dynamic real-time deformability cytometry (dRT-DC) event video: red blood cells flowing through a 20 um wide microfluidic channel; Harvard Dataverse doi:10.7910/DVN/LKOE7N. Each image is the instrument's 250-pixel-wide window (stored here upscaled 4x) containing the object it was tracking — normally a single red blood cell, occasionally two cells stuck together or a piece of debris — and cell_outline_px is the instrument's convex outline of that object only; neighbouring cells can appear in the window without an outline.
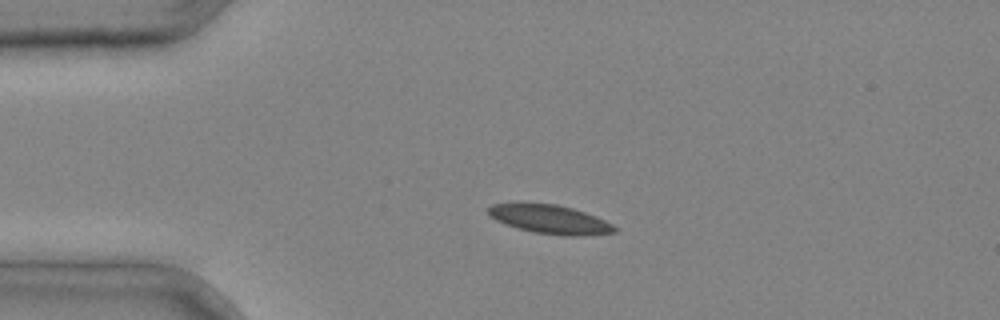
{"species": "common noctule bat (a hibernating species)", "species_latin": "Nyctalus noctula", "temperature_condition": "cold", "stored_images_in_passage": 2, "camera_frame_rate_fps": 3000, "um_per_image_px": 0.085, "animal": {"sex": "male", "body_mass_g": 20.4}, "frame": {"image": 1, "passage_image": 1, "time_ms": 0.0, "image_size_px": [1000, 320], "cell_outline_px": [[616, 232], [584, 236], [564, 236], [532, 232], [496, 220], [488, 216], [488, 208], [492, 204], [556, 204], [572, 208], [596, 216], [612, 224], [616, 228]], "centroid_in_image_um": [46.78, 18.66], "position_along_channel_um": 38.2, "area_um2": 20.87}}
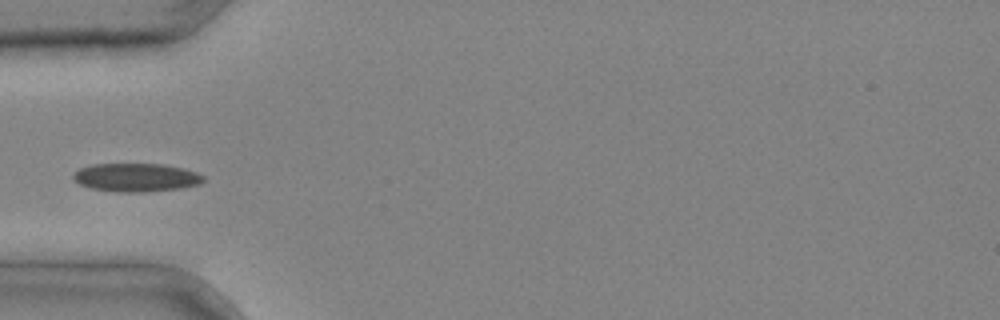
{"frame": {"image": 2, "passage_image": 2, "time_ms": 0.333, "image_size_px": [1000, 320], "cell_outline_px": [[204, 180], [200, 184], [180, 188], [144, 192], [120, 192], [92, 188], [80, 184], [72, 176], [80, 168], [92, 164], [164, 164], [184, 168], [196, 172], [204, 176]], "centroid_in_image_um": [11.61, 15.08], "position_along_channel_um": 73.4, "area_um2": 21.39}}